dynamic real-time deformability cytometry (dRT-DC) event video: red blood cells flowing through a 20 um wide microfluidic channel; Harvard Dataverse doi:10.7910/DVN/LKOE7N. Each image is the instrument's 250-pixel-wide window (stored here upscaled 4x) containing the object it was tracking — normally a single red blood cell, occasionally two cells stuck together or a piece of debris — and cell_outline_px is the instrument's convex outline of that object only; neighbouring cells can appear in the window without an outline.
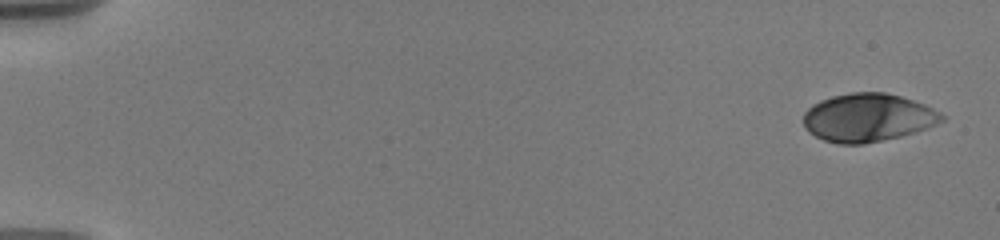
{"species": "human", "species_latin": "Homo sapiens", "temperature_condition": "warm", "stored_images_in_passage": 21, "camera_frame_rate_fps": 3000, "um_per_image_px": 0.085, "donor": {"sex": "male"}, "frame": {"image": 1, "passage_image": 1, "time_ms": 0.0, "image_size_px": [1000, 240], "cell_outline_px": [[944, 120], [936, 124], [916, 132], [900, 136], [864, 144], [836, 144], [824, 140], [808, 132], [804, 128], [804, 112], [812, 104], [820, 100], [832, 96], [848, 92], [884, 92], [900, 96], [924, 104], [940, 112], [944, 116]], "centroid_in_image_um": [73.74, 9.99], "position_along_channel_um": 11.3, "area_um2": 38.96}}
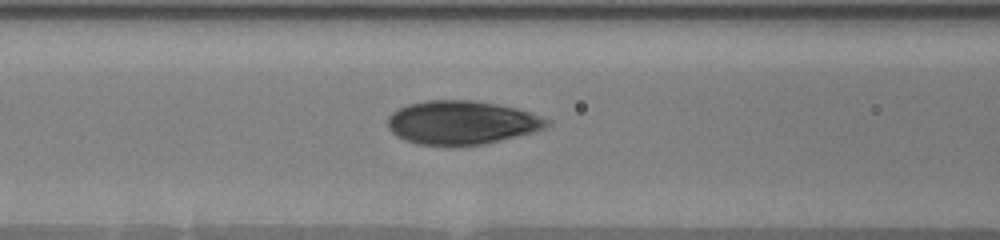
{"frame": {"image": 2, "passage_image": 15, "time_ms": 7.667, "image_size_px": [1000, 240], "cell_outline_px": [[552, 120], [544, 128], [532, 132], [484, 144], [416, 144], [404, 140], [396, 136], [388, 128], [388, 116], [392, 112], [408, 104], [428, 100], [472, 100], [496, 104], [516, 108]], "centroid_in_image_um": [39.21, 10.4], "position_along_channel_um": 127.4, "area_um2": 40.0}}
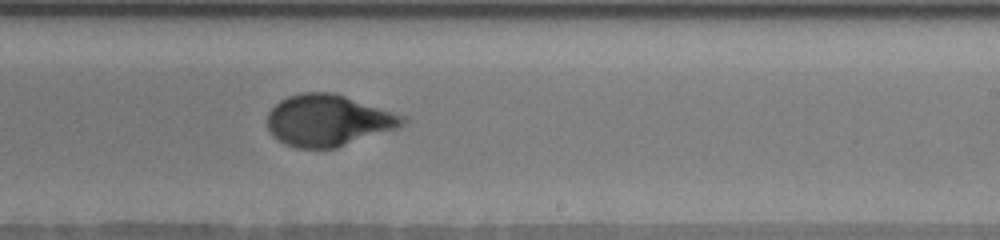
{"frame": {"image": 3, "passage_image": 21, "time_ms": 11.333, "image_size_px": [1000, 240], "cell_outline_px": [[408, 120], [400, 128], [336, 148], [296, 148], [284, 144], [276, 140], [272, 136], [268, 128], [268, 112], [280, 100], [288, 96], [300, 92], [332, 92], [404, 116]], "centroid_in_image_um": [27.88, 10.25], "position_along_channel_um": 261.1, "area_um2": 40.63}}